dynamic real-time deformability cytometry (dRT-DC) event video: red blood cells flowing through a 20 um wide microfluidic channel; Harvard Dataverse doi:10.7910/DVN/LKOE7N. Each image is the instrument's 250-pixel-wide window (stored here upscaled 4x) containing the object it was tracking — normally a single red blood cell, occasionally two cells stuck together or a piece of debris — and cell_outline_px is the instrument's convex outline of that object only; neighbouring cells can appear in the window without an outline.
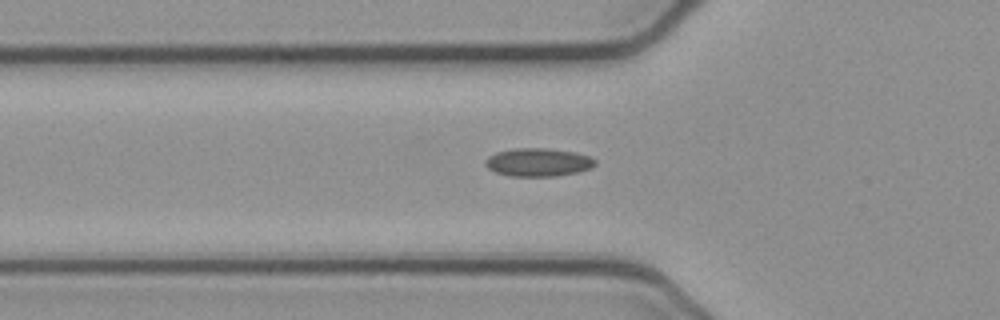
{"species": "common noctule bat (a hibernating species)", "species_latin": "Nyctalus noctula", "temperature_condition": "cold", "stored_images_in_passage": 39, "camera_frame_rate_fps": 3000, "um_per_image_px": 0.085, "animal": {"sex": "female", "body_mass_g": 21.9}, "frame": {"image": 1, "passage_image": 9, "time_ms": 2.667, "image_size_px": [1000, 320], "cell_outline_px": [[596, 164], [592, 168], [580, 172], [556, 176], [508, 176], [496, 172], [488, 168], [484, 164], [484, 160], [488, 156], [496, 152], [516, 148], [548, 148], [576, 152], [588, 156], [596, 160]], "centroid_in_image_um": [45.75, 13.79], "position_along_channel_um": 80.0, "area_um2": 18.26}}
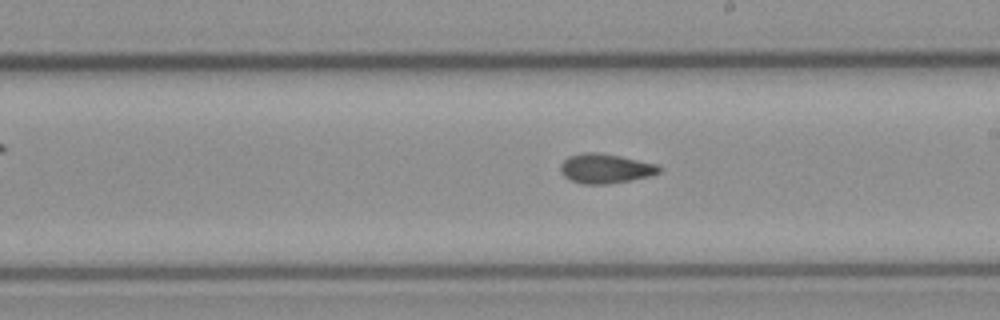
{"frame": {"image": 2, "passage_image": 21, "time_ms": 6.667, "image_size_px": [1000, 320], "cell_outline_px": [[660, 172], [648, 176], [608, 184], [580, 184], [564, 176], [560, 172], [560, 164], [568, 156], [580, 152], [596, 152], [620, 156], [656, 164], [660, 168]], "centroid_in_image_um": [51.39, 14.31], "position_along_channel_um": 237.6, "area_um2": 16.88}}
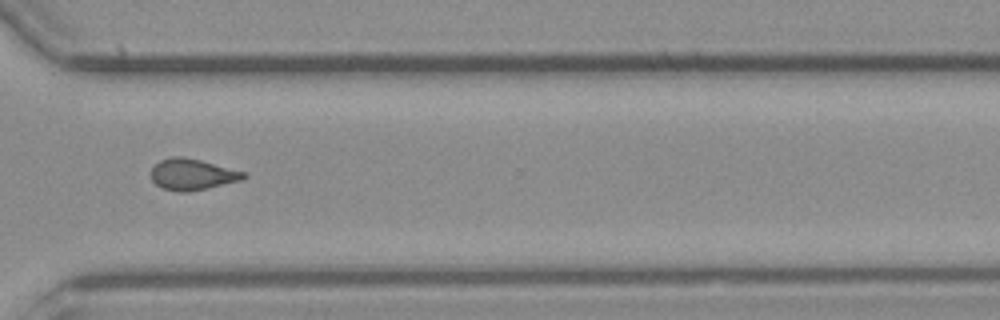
{"frame": {"image": 3, "passage_image": 30, "time_ms": 9.667, "image_size_px": [1000, 320], "cell_outline_px": [[248, 176], [244, 180], [208, 188], [188, 192], [180, 192], [164, 188], [156, 184], [152, 180], [152, 168], [160, 160], [172, 156], [180, 156], [200, 160], [248, 172]], "centroid_in_image_um": [16.42, 14.82], "position_along_channel_um": 354.2, "area_um2": 16.94}, "authors_computed_cell_mechanics": {"area_um2": 16.8776, "velocity_mm_per_s": 3.8988, "shape_relaxation_time_tau1_ms": null, "shape_relaxation_time_tau2_ms": 3.2558, "deformation_change_tau1": null, "deformation_change_tau2": 0.095}}